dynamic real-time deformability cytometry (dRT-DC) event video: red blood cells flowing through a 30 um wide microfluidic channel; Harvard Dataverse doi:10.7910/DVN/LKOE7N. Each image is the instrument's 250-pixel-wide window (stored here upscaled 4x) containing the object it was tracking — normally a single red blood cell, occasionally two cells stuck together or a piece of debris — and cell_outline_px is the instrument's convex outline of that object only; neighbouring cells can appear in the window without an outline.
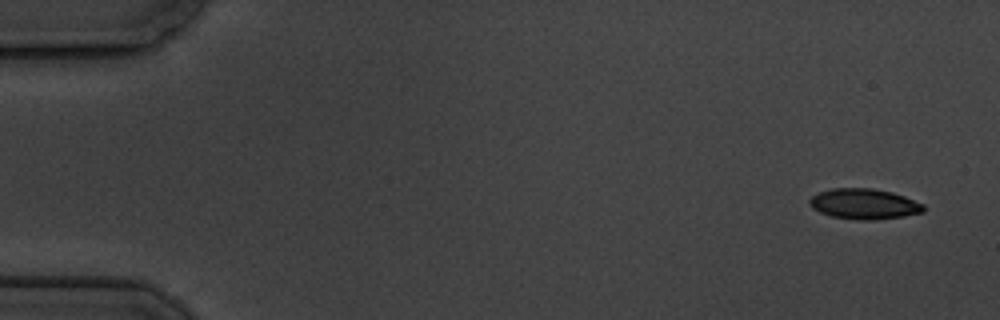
{"species": "common noctule bat (a hibernating species)", "species_latin": "Nyctalus noctula", "temperature_condition": "cold", "stored_images_in_passage": 6, "camera_frame_rate_fps": 3000, "um_per_image_px": 0.085, "animal": {"sex": "male", "body_mass_g": 19.5, "forearm_length_mm": 54.6}, "frame": {"image": 1, "passage_image": 1, "time_ms": 0.0, "image_size_px": [1000, 320], "cell_outline_px": [[924, 212], [904, 216], [868, 220], [856, 220], [832, 216], [820, 212], [812, 208], [808, 204], [808, 200], [812, 196], [820, 192], [832, 188], [872, 188], [892, 192], [904, 196], [924, 204]], "centroid_in_image_um": [73.44, 17.33], "position_along_channel_um": 11.6, "area_um2": 20.23}}